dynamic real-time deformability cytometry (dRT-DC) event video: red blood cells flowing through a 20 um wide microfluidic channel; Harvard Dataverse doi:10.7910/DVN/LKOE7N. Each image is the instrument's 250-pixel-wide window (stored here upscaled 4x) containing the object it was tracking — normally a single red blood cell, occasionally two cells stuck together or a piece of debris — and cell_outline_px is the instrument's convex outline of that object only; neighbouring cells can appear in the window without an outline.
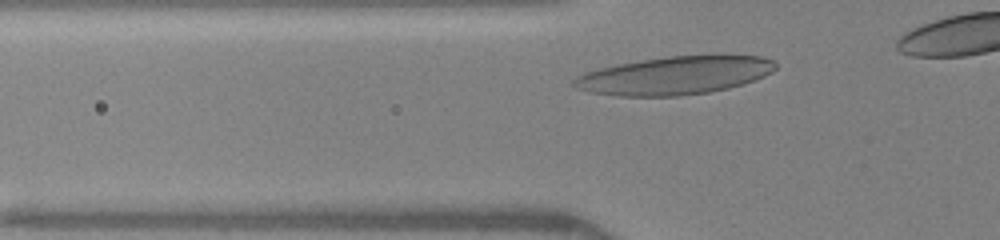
{"species": "human", "species_latin": "Homo sapiens", "temperature_condition": "warm", "stored_images_in_passage": 30, "camera_frame_rate_fps": 3000, "um_per_image_px": 0.085, "donor": {"sex": "female"}, "frame": {"image": 1, "passage_image": 4, "time_ms": 1.0, "image_size_px": [1000, 240], "cell_outline_px": [[776, 68], [772, 72], [764, 76], [728, 88], [708, 92], [680, 96], [620, 96], [588, 92], [576, 88], [572, 84], [572, 80], [576, 76], [584, 72], [616, 64], [668, 56], [720, 52], [724, 52], [764, 56], [772, 60], [776, 64]], "centroid_in_image_um": [57.41, 6.37], "position_along_channel_um": 68.4, "area_um2": 45.95}}
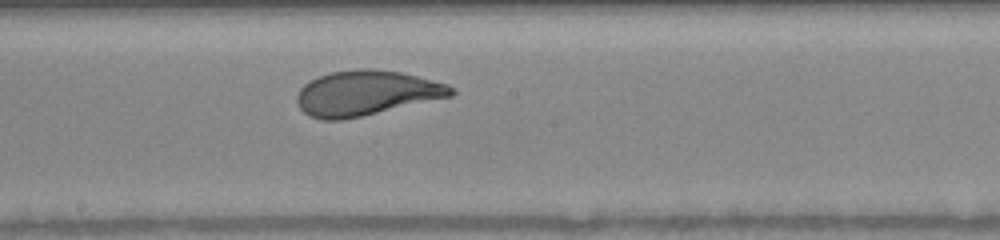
{"frame": {"image": 2, "passage_image": 15, "time_ms": 4.667, "image_size_px": [1000, 240], "cell_outline_px": [[456, 92], [452, 96], [360, 116], [340, 120], [320, 120], [308, 116], [300, 108], [296, 100], [296, 96], [300, 88], [304, 84], [320, 76], [332, 72], [360, 68], [368, 68], [400, 72], [448, 84], [456, 88]], "centroid_in_image_um": [31.12, 7.91], "position_along_channel_um": 217.1, "area_um2": 40.17}}
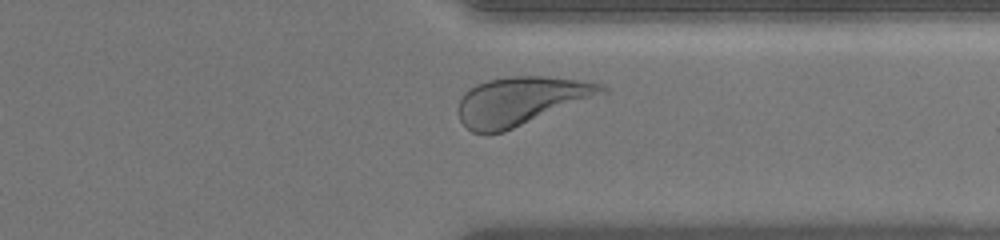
{"frame": {"image": 3, "passage_image": 26, "time_ms": 8.333, "image_size_px": [1000, 240], "cell_outline_px": [[608, 92], [504, 132], [484, 136], [472, 132], [460, 120], [456, 108], [464, 92], [476, 84], [488, 80], [508, 76], [544, 76], [580, 80], [600, 84], [608, 88]], "centroid_in_image_um": [44.22, 8.6], "position_along_channel_um": 367.2, "area_um2": 40.69}}